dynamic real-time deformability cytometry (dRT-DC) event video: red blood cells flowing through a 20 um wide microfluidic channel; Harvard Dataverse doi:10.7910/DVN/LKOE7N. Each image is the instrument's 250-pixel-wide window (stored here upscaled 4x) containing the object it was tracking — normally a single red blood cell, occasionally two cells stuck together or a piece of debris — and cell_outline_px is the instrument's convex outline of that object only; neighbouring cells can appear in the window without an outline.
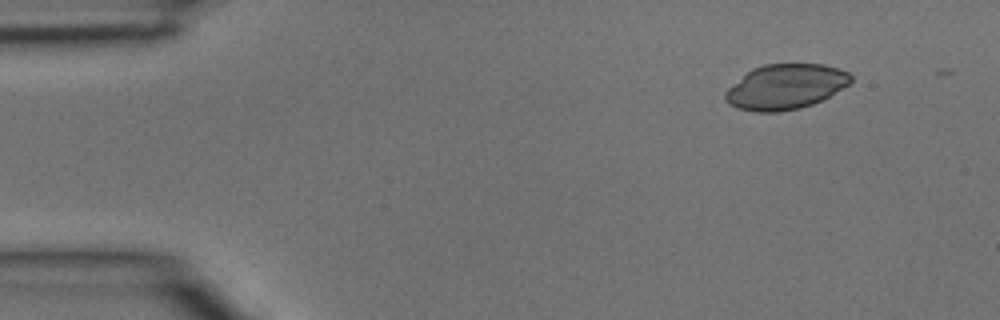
{"species": "common noctule bat (a hibernating species)", "species_latin": "Nyctalus noctula", "temperature_condition": "room temperature", "stored_images_in_passage": 5, "camera_frame_rate_fps": 3000, "um_per_image_px": 0.085, "animal": {"sex": "male", "body_mass_g": 15.6}, "frame": {"image": 1, "passage_image": 1, "time_ms": 0.0, "image_size_px": [1000, 320], "cell_outline_px": [[852, 80], [848, 84], [828, 96], [812, 104], [800, 108], [780, 112], [756, 112], [736, 108], [728, 104], [724, 100], [724, 92], [728, 88], [752, 68], [764, 64], [824, 64], [848, 72], [852, 76]], "centroid_in_image_um": [66.72, 7.38], "position_along_channel_um": 18.3, "area_um2": 32.89}}